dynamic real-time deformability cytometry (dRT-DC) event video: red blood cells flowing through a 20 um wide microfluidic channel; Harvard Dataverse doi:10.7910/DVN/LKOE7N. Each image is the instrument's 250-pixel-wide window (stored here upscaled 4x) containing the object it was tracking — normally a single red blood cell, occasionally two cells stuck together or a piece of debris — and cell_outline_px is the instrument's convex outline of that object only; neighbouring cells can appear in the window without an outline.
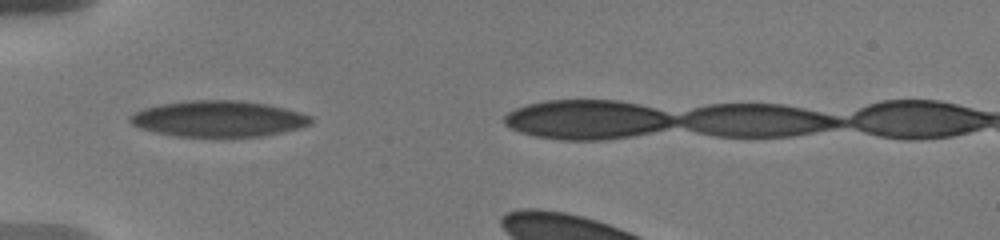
{"species": "human", "species_latin": "Homo sapiens", "temperature_condition": "warm", "stored_images_in_passage": 30, "camera_frame_rate_fps": 3000, "um_per_image_px": 0.085, "donor": {"sex": "male"}, "frame": {"image": 1, "passage_image": 1, "time_ms": 0.0, "image_size_px": [1000, 240], "cell_outline_px": [[312, 124], [300, 128], [284, 132], [264, 136], [176, 136], [156, 132], [140, 128], [132, 124], [128, 120], [128, 116], [144, 108], [160, 104], [188, 100], [240, 100], [268, 104], [300, 112], [312, 116]], "centroid_in_image_um": [18.59, 10.09], "position_along_channel_um": 66.4, "area_um2": 38.09}}
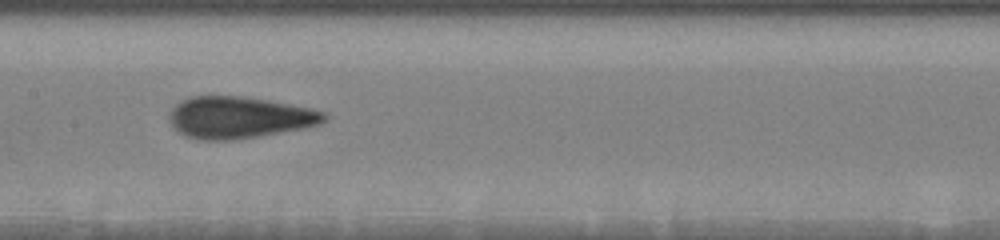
{"frame": {"image": 2, "passage_image": 20, "time_ms": 3.333, "image_size_px": [1000, 240], "cell_outline_px": [[328, 120], [320, 124], [304, 128], [260, 136], [236, 140], [200, 140], [184, 136], [176, 132], [172, 128], [168, 120], [168, 112], [180, 100], [192, 96], [240, 96], [268, 100], [312, 108], [328, 112]], "centroid_in_image_um": [20.31, 9.99], "position_along_channel_um": 187.1, "area_um2": 38.38}}
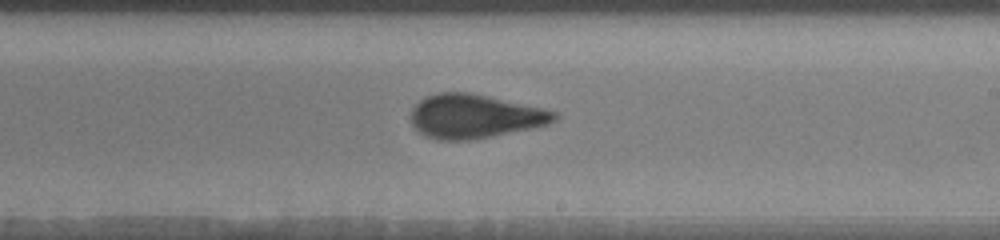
{"frame": {"image": 3, "passage_image": 25, "time_ms": 5.0, "image_size_px": [1000, 240], "cell_outline_px": [[560, 116], [556, 120], [548, 124], [532, 128], [492, 136], [468, 140], [436, 140], [420, 132], [412, 124], [412, 108], [424, 96], [440, 92], [468, 92], [544, 108], [556, 112]], "centroid_in_image_um": [40.36, 9.88], "position_along_channel_um": 248.6, "area_um2": 36.53}}